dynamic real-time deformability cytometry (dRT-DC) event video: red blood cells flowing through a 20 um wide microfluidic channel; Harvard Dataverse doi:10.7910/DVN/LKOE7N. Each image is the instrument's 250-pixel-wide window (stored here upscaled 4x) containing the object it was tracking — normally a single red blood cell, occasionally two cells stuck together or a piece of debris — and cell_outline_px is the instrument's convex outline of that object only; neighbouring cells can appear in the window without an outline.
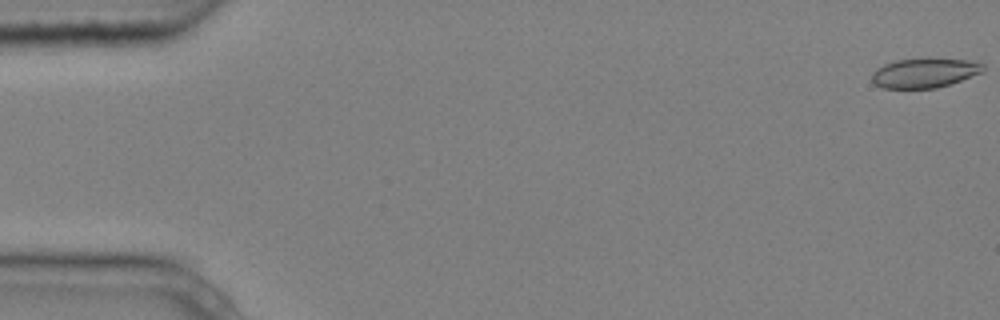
{"species": "common noctule bat (a hibernating species)", "species_latin": "Nyctalus noctula", "temperature_condition": "cold", "stored_images_in_passage": 4, "camera_frame_rate_fps": 3000, "um_per_image_px": 0.085, "animal": {"sex": "male", "body_mass_g": 20.4}, "frame": {"image": 1, "passage_image": 1, "time_ms": 0.0, "image_size_px": [1000, 320], "cell_outline_px": [[984, 68], [980, 72], [960, 80], [936, 88], [884, 88], [876, 84], [872, 80], [872, 72], [884, 64], [896, 60], [968, 60], [984, 64]], "centroid_in_image_um": [78.54, 6.22], "position_along_channel_um": 6.5, "area_um2": 18.32}}
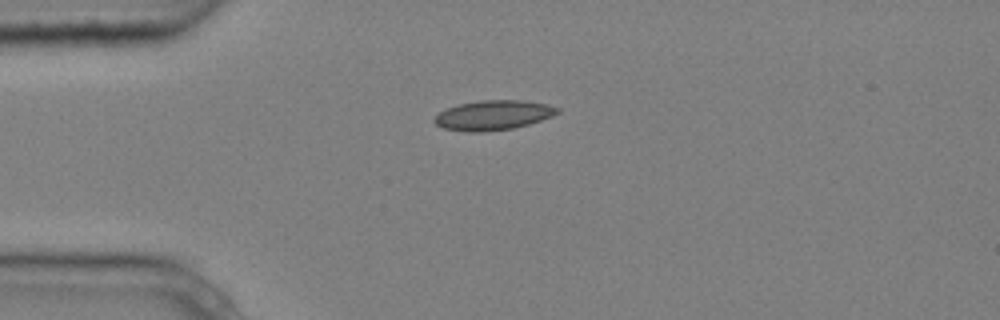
{"frame": {"image": 2, "passage_image": 3, "time_ms": 0.667, "image_size_px": [1000, 320], "cell_outline_px": [[560, 112], [552, 116], [528, 124], [512, 128], [484, 132], [468, 132], [444, 128], [436, 124], [432, 120], [440, 112], [448, 108], [460, 104], [480, 100], [524, 100], [548, 104], [560, 108]], "centroid_in_image_um": [41.95, 9.78], "position_along_channel_um": 43.1, "area_um2": 21.21}}